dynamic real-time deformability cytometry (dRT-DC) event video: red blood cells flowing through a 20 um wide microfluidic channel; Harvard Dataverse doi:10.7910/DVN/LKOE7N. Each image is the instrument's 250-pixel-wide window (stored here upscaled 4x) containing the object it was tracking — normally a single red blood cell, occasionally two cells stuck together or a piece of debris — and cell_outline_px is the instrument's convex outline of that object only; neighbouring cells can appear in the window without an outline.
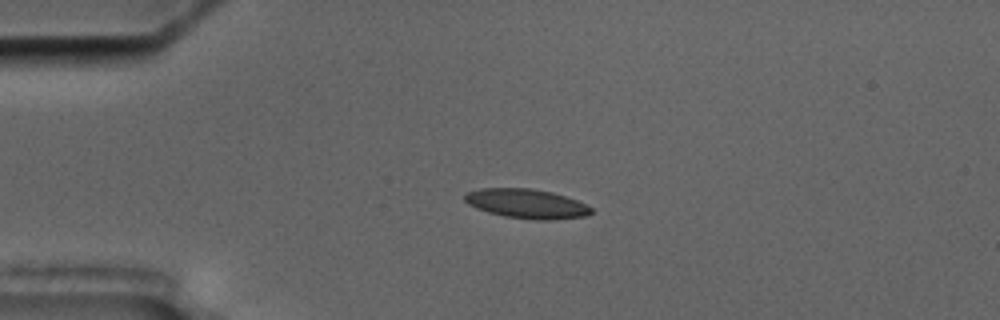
{"species": "common noctule bat (a hibernating species)", "species_latin": "Nyctalus noctula", "temperature_condition": "cold", "stored_images_in_passage": 4, "camera_frame_rate_fps": 3000, "um_per_image_px": 0.085, "animal": {"sex": "male", "body_mass_g": 17.5, "forearm_length_mm": 52.3}, "frame": {"image": 1, "passage_image": 3, "time_ms": 2.333, "image_size_px": [1000, 320], "cell_outline_px": [[592, 212], [588, 216], [548, 220], [536, 220], [504, 216], [488, 212], [476, 208], [468, 204], [464, 200], [464, 196], [468, 192], [480, 188], [528, 188], [552, 192], [576, 200], [592, 208]], "centroid_in_image_um": [44.75, 17.32], "position_along_channel_um": 40.3, "area_um2": 21.56}}